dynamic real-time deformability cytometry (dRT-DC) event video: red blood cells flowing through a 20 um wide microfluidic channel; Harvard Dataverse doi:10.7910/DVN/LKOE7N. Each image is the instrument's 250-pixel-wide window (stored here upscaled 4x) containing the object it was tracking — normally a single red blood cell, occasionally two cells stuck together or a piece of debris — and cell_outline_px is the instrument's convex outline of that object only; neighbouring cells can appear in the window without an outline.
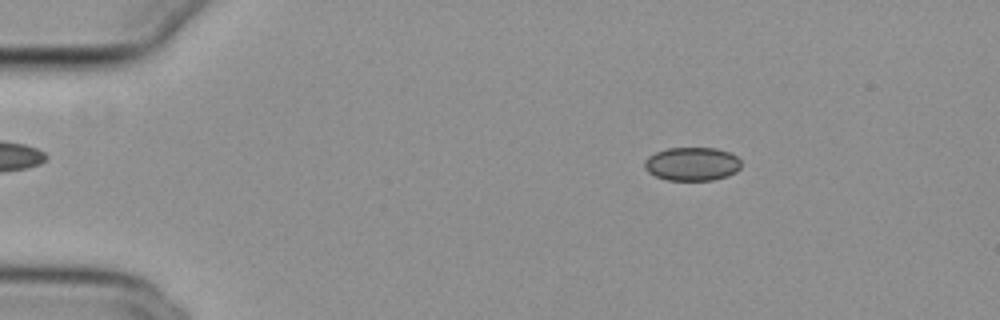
{"species": "common noctule bat (a hibernating species)", "species_latin": "Nyctalus noctula", "temperature_condition": "cold", "stored_images_in_passage": 51, "camera_frame_rate_fps": 3000, "um_per_image_px": 0.085, "animal": {"sex": "female", "body_mass_g": 29.2, "forearm_length_mm": 56.3}, "frame": {"image": 1, "passage_image": 6, "time_ms": 1.667, "image_size_px": [1000, 320], "cell_outline_px": [[740, 168], [736, 172], [728, 176], [712, 180], [668, 180], [656, 176], [648, 172], [644, 168], [644, 160], [648, 156], [656, 152], [668, 148], [716, 148], [728, 152], [736, 156], [740, 160]], "centroid_in_image_um": [58.81, 13.94], "position_along_channel_um": 26.2, "area_um2": 18.9}}
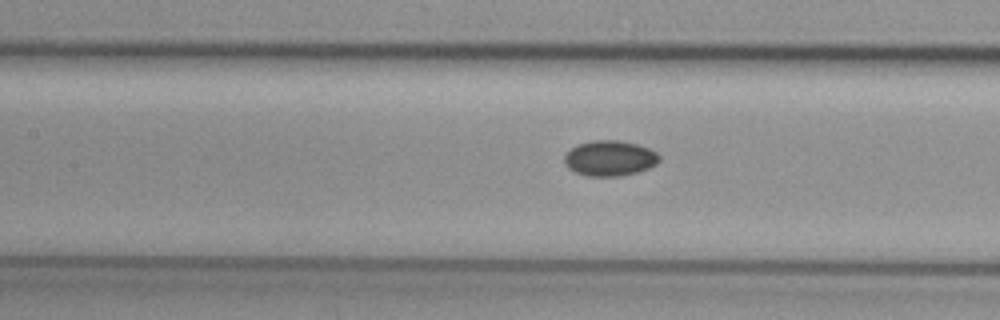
{"frame": {"image": 2, "passage_image": 22, "time_ms": 7.0, "image_size_px": [1000, 320], "cell_outline_px": [[660, 160], [656, 164], [648, 168], [636, 172], [620, 176], [584, 176], [568, 168], [564, 164], [564, 156], [572, 148], [580, 144], [592, 140], [616, 140], [636, 144], [648, 148], [656, 152], [660, 156]], "centroid_in_image_um": [51.82, 13.46], "position_along_channel_um": 155.6, "area_um2": 19.48}}
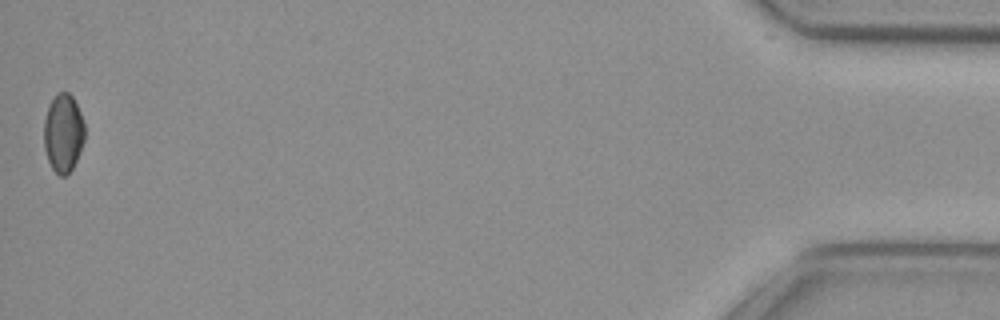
{"frame": {"image": 3, "passage_image": 51, "time_ms": 16.667, "image_size_px": [1000, 320], "cell_outline_px": [[84, 140], [76, 160], [72, 168], [64, 176], [60, 176], [52, 168], [48, 160], [44, 148], [44, 120], [48, 108], [52, 100], [60, 92], [68, 92], [72, 96], [80, 112], [84, 124]], "centroid_in_image_um": [5.37, 11.32], "position_along_channel_um": 429.8, "area_um2": 18.26}}